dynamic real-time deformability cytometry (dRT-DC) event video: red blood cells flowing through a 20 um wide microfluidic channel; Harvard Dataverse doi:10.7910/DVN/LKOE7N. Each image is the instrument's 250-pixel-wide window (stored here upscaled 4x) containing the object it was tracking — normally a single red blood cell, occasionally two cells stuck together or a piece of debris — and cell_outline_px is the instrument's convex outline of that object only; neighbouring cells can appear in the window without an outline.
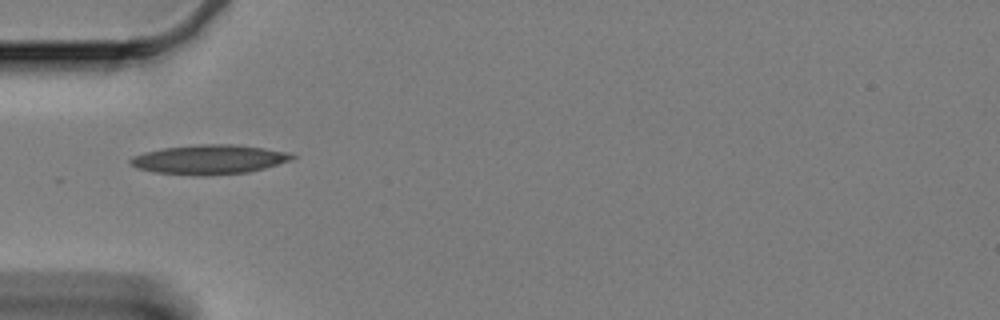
{"species": "Egyptian fruit bat (a non-hibernating species)", "species_latin": "Rousettus aegyptiacus", "temperature_condition": "cold", "stored_images_in_passage": 22, "camera_frame_rate_fps": 3000, "um_per_image_px": 0.085, "animal": {"sex": "female"}, "frame": {"image": 1, "passage_image": 1, "time_ms": 0.0, "image_size_px": [1000, 320], "cell_outline_px": [[296, 156], [288, 160], [264, 168], [248, 172], [208, 176], [196, 176], [152, 172], [136, 168], [128, 164], [128, 160], [132, 156], [144, 152], [164, 148], [200, 144], [232, 144], [264, 148], [288, 152]], "centroid_in_image_um": [17.69, 13.57], "position_along_channel_um": 67.3, "area_um2": 27.8}}
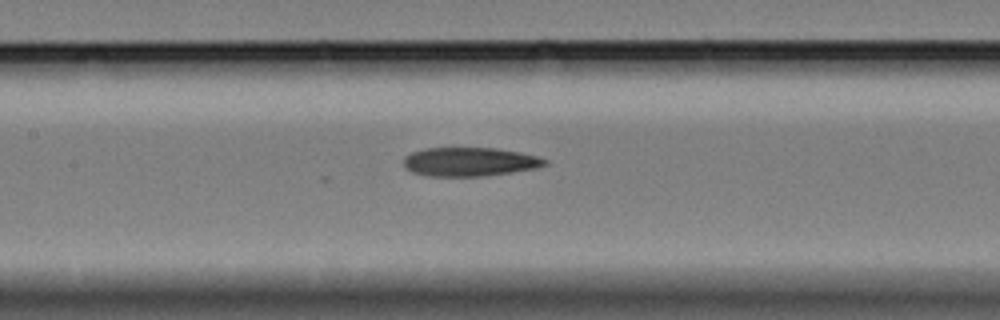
{"frame": {"image": 2, "passage_image": 10, "time_ms": 3.0, "image_size_px": [1000, 320], "cell_outline_px": [[548, 164], [536, 168], [512, 172], [480, 176], [428, 176], [412, 172], [404, 168], [404, 156], [412, 152], [424, 148], [496, 148], [520, 152], [536, 156], [548, 160]], "centroid_in_image_um": [39.9, 13.75], "position_along_channel_um": 167.5, "area_um2": 23.76}}
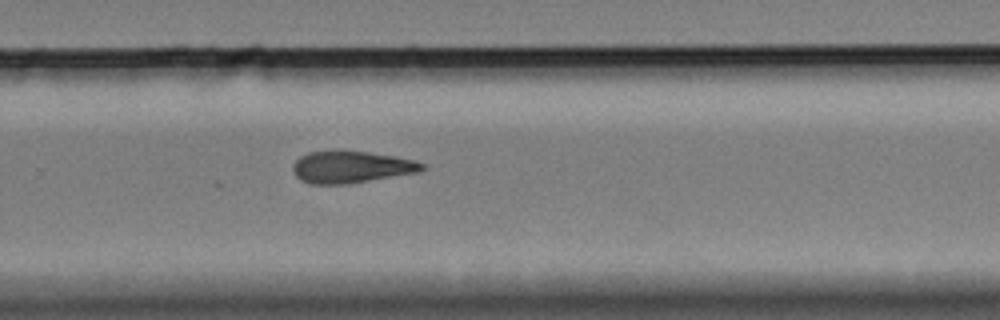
{"frame": {"image": 3, "passage_image": 22, "time_ms": 7.0, "image_size_px": [1000, 320], "cell_outline_px": [[424, 168], [420, 172], [348, 184], [312, 184], [300, 180], [296, 176], [292, 168], [292, 164], [300, 156], [308, 152], [336, 148], [344, 148], [392, 156], [412, 160], [424, 164]], "centroid_in_image_um": [29.79, 14.16], "position_along_channel_um": 300.0, "area_um2": 24.62}}